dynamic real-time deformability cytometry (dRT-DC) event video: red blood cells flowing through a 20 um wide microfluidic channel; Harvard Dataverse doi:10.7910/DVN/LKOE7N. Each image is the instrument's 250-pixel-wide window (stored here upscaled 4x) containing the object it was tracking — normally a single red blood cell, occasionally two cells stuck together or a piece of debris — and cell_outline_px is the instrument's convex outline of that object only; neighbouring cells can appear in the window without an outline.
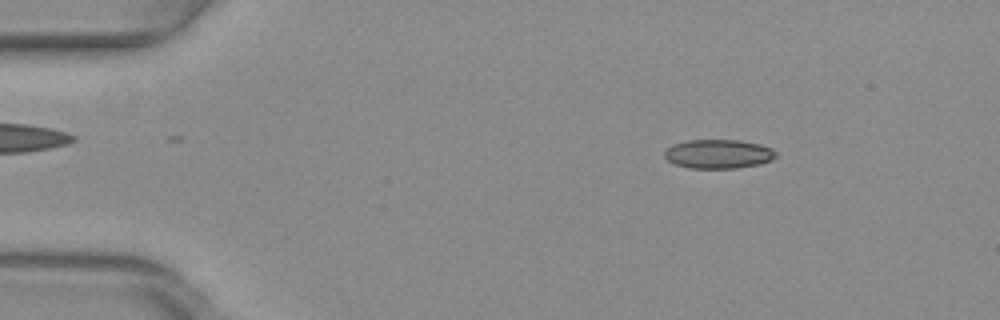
{"species": "common noctule bat (a hibernating species)", "species_latin": "Nyctalus noctula", "temperature_condition": "warm", "stored_images_in_passage": 50, "camera_frame_rate_fps": 3000, "um_per_image_px": 0.085, "animal": {"sex": "female", "body_mass_g": 29.2, "forearm_length_mm": 56.3}, "frame": {"image": 1, "passage_image": 6, "time_ms": 1.667, "image_size_px": [1000, 320], "cell_outline_px": [[776, 156], [772, 160], [760, 164], [736, 168], [688, 168], [676, 164], [668, 160], [664, 156], [664, 152], [672, 144], [688, 140], [740, 140], [760, 144], [772, 148], [776, 152]], "centroid_in_image_um": [61.08, 13.08], "position_along_channel_um": 23.9, "area_um2": 18.9}}
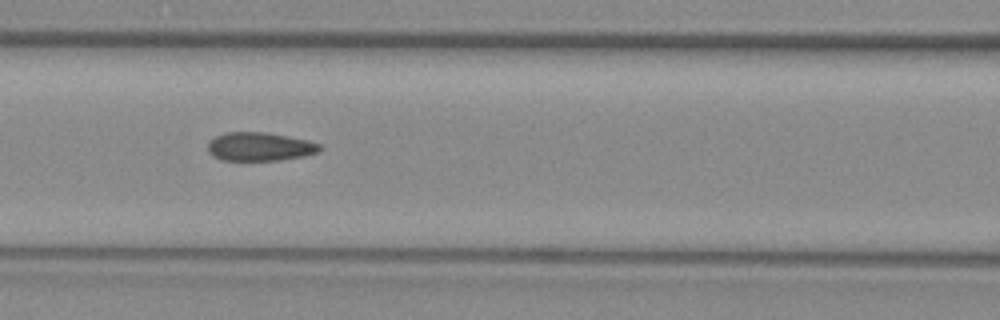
{"frame": {"image": 2, "passage_image": 21, "time_ms": 6.667, "image_size_px": [1000, 320], "cell_outline_px": [[320, 148], [316, 152], [304, 156], [280, 160], [220, 160], [212, 156], [208, 152], [208, 140], [224, 132], [264, 132], [288, 136], [308, 140], [320, 144]], "centroid_in_image_um": [22.02, 12.46], "position_along_channel_um": 144.6, "area_um2": 18.67}}
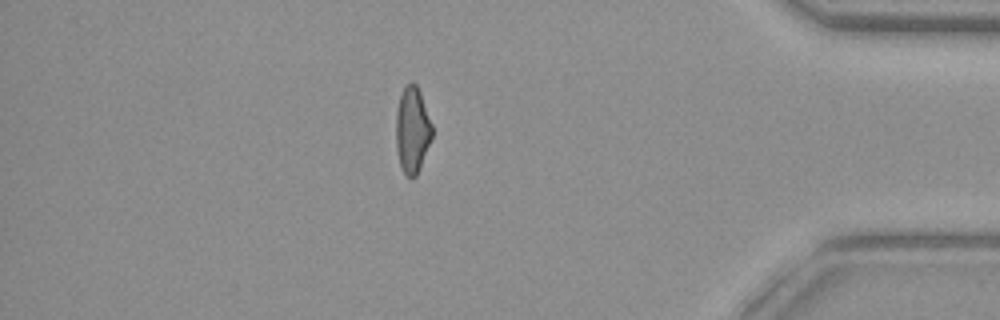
{"frame": {"image": 3, "passage_image": 43, "time_ms": 14.0, "image_size_px": [1000, 320], "cell_outline_px": [[432, 136], [420, 168], [416, 176], [412, 180], [404, 172], [400, 164], [396, 148], [396, 112], [400, 96], [404, 88], [412, 80], [416, 84], [420, 92], [432, 124]], "centroid_in_image_um": [35.04, 11.05], "position_along_channel_um": 400.2, "area_um2": 18.03}, "authors_computed_cell_mechanics": {"area_um2": 18.785, "velocity_mm_per_s": 4.0127, "shape_relaxation_time_tau1_ms": null, "shape_relaxation_time_tau2_ms": 1.5556, "deformation_change_tau1": null, "deformation_change_tau2": 0.0692}}